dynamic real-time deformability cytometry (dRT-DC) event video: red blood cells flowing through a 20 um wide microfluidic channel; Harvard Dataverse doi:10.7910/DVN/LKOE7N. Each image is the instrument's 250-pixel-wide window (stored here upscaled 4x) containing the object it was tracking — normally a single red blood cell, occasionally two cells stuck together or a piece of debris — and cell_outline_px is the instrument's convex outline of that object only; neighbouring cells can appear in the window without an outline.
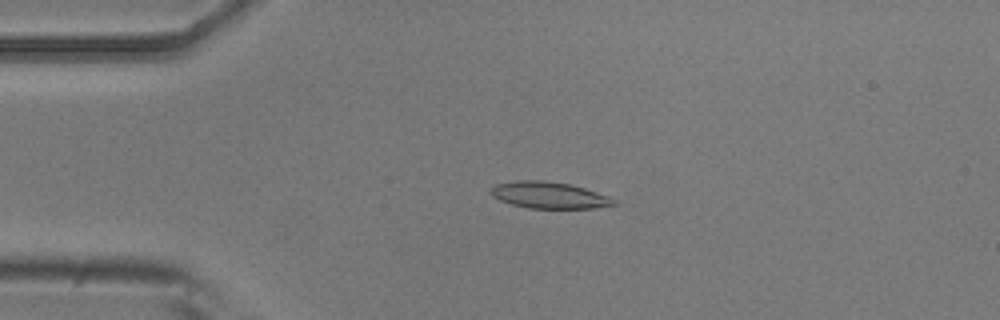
{"species": "common noctule bat (a hibernating species)", "species_latin": "Nyctalus noctula", "temperature_condition": "room temperature", "stored_images_in_passage": 53, "camera_frame_rate_fps": 3000, "um_per_image_px": 0.085, "animal": {"sex": "male", "body_mass_g": 20.5, "forearm_length_mm": 52.5}, "frame": {"image": 1, "passage_image": 12, "time_ms": 3.667, "image_size_px": [1000, 320], "cell_outline_px": [[620, 204], [592, 208], [528, 208], [512, 204], [500, 200], [492, 196], [492, 188], [496, 184], [516, 180], [544, 180], [568, 184], [584, 188], [608, 196], [616, 200]], "centroid_in_image_um": [46.7, 16.59], "position_along_channel_um": 38.3, "area_um2": 18.9}}
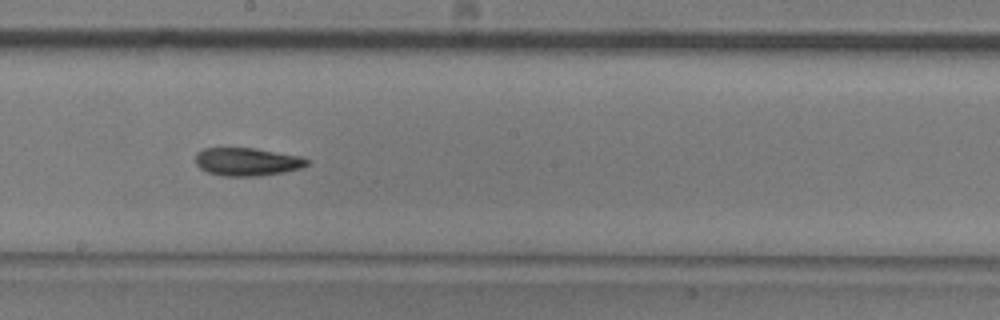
{"frame": {"image": 2, "passage_image": 29, "time_ms": 9.333, "image_size_px": [1000, 320], "cell_outline_px": [[308, 164], [300, 168], [284, 172], [260, 176], [224, 176], [208, 172], [200, 168], [196, 164], [196, 152], [204, 148], [256, 148], [300, 156], [308, 160]], "centroid_in_image_um": [20.99, 13.74], "position_along_channel_um": 227.2, "area_um2": 18.21}}
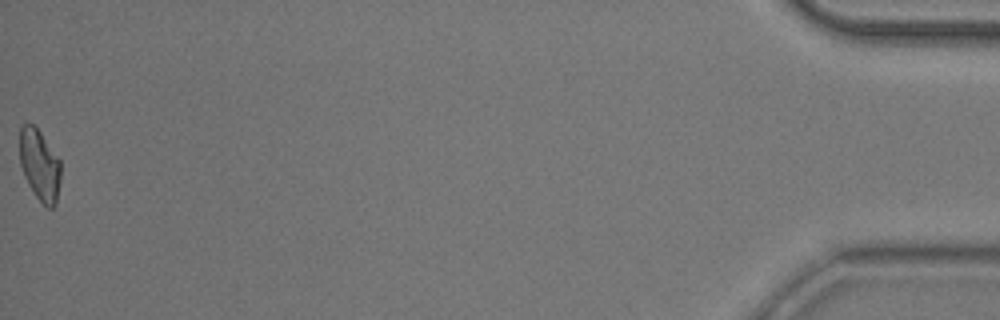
{"frame": {"image": 3, "passage_image": 53, "time_ms": 17.333, "image_size_px": [1000, 320], "cell_outline_px": [[60, 180], [56, 204], [52, 208], [48, 208], [36, 196], [28, 184], [24, 176], [20, 164], [20, 128], [24, 124], [32, 124], [40, 132], [60, 160]], "centroid_in_image_um": [3.37, 14.04], "position_along_channel_um": 431.8, "area_um2": 16.82}, "authors_computed_cell_mechanics": {"area_um2": 18.3804, "velocity_mm_per_s": 3.8269, "shape_relaxation_time_tau1_ms": 9.4412, "shape_relaxation_time_tau2_ms": 7.1101, "deformation_change_tau1": 0.1978, "deformation_change_tau2": 0.1538}}